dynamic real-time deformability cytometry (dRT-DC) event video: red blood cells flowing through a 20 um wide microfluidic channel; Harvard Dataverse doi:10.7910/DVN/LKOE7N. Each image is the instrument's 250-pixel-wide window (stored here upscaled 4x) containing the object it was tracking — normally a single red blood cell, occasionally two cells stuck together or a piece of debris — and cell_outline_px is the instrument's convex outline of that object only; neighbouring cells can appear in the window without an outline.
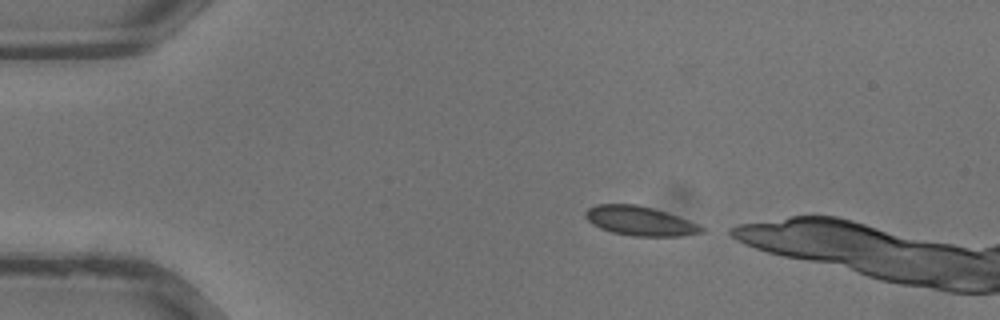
{"species": "common noctule bat (a hibernating species)", "species_latin": "Nyctalus noctula", "temperature_condition": "warm", "stored_images_in_passage": 24, "camera_frame_rate_fps": 3000, "um_per_image_px": 0.085, "animal": {"sex": "male", "body_mass_g": 13.3}, "frame": {"image": 1, "passage_image": 1, "time_ms": 0.0, "image_size_px": [1000, 320], "cell_outline_px": [[704, 232], [680, 236], [632, 236], [612, 232], [600, 228], [592, 224], [584, 216], [584, 212], [588, 208], [596, 204], [636, 204], [652, 208], [688, 220], [704, 228]], "centroid_in_image_um": [54.34, 18.78], "position_along_channel_um": 30.7, "area_um2": 19.65}}
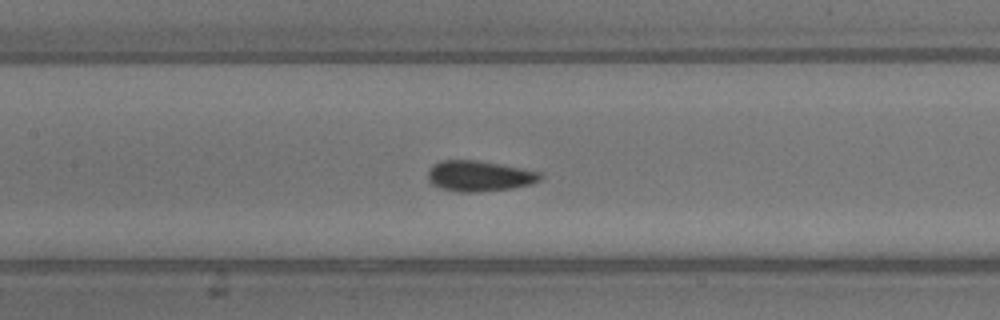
{"frame": {"image": 2, "passage_image": 11, "time_ms": 3.333, "image_size_px": [1000, 320], "cell_outline_px": [[544, 176], [540, 180], [528, 184], [512, 188], [476, 192], [456, 192], [440, 188], [432, 184], [428, 180], [428, 172], [432, 164], [440, 160], [476, 160], [500, 164], [544, 172]], "centroid_in_image_um": [40.73, 14.95], "position_along_channel_um": 166.7, "area_um2": 20.23}}
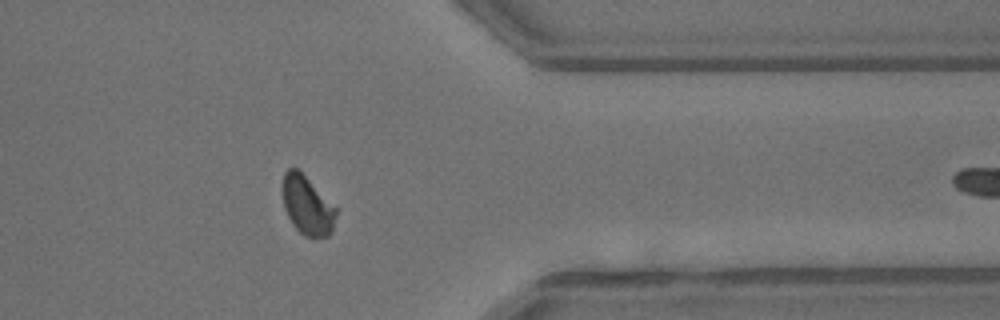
{"frame": {"image": 3, "passage_image": 23, "time_ms": 7.333, "image_size_px": [1000, 320], "cell_outline_px": [[336, 216], [332, 232], [328, 236], [312, 240], [304, 236], [292, 224], [284, 208], [280, 188], [284, 172], [288, 168], [296, 168], [336, 208]], "centroid_in_image_um": [26.07, 17.51], "position_along_channel_um": 385.3, "area_um2": 18.5}}